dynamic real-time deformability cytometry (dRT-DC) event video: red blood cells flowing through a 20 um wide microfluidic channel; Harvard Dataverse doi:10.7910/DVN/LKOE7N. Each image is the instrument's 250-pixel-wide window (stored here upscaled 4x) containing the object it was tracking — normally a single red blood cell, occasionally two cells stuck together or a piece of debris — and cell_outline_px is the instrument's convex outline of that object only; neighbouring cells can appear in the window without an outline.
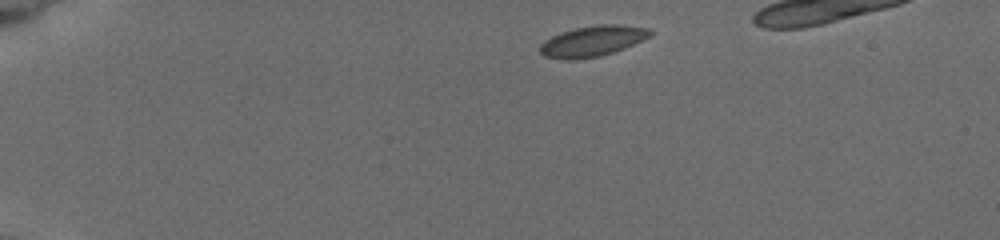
{"species": "common noctule bat (a hibernating species)", "species_latin": "Nyctalus noctula", "temperature_condition": "cold", "stored_images_in_passage": 4, "camera_frame_rate_fps": 3000, "um_per_image_px": 0.085, "animal": {"sex": "female", "body_mass_g": 19.5, "forearm_length_mm": 54.1}, "frame": {"image": 1, "passage_image": 1, "time_ms": 0.0, "image_size_px": [1000, 240], "cell_outline_px": [[652, 32], [648, 36], [624, 48], [600, 56], [572, 60], [568, 60], [544, 56], [540, 52], [540, 44], [544, 40], [552, 36], [576, 28], [600, 24], [620, 24], [648, 28]], "centroid_in_image_um": [50.33, 3.49], "position_along_channel_um": 34.7, "area_um2": 19.31}}
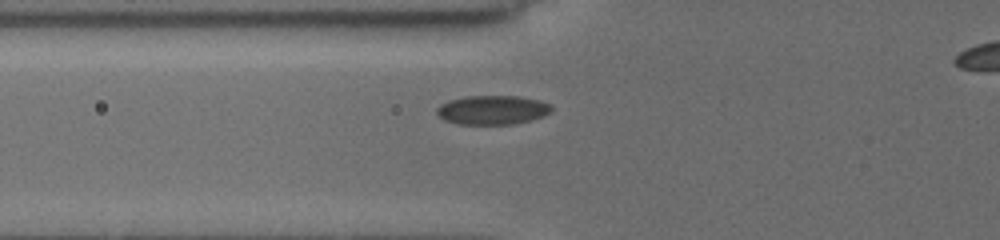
{"frame": {"image": 2, "passage_image": 4, "time_ms": 3.333, "image_size_px": [1000, 240], "cell_outline_px": [[552, 108], [544, 116], [532, 120], [512, 124], [460, 124], [444, 120], [436, 112], [436, 108], [440, 104], [448, 100], [464, 96], [516, 96], [540, 100], [548, 104]], "centroid_in_image_um": [41.82, 9.34], "position_along_channel_um": 84.0, "area_um2": 19.42}}